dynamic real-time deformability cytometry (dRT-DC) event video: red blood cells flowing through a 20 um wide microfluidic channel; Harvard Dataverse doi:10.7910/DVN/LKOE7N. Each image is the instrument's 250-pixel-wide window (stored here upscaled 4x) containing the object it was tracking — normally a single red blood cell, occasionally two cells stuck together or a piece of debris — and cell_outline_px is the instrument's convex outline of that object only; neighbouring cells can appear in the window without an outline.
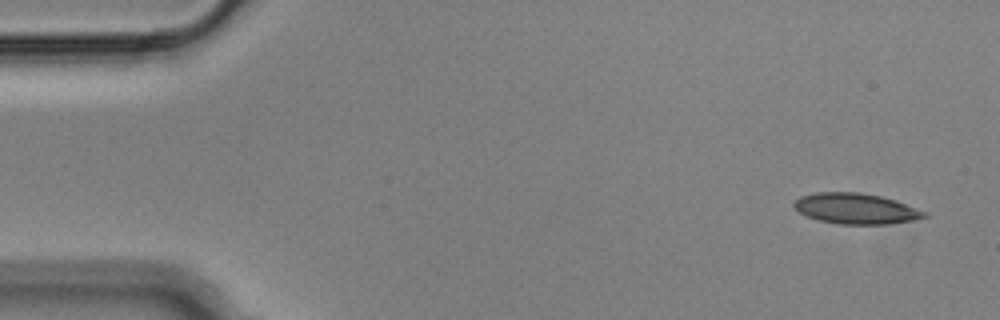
{"species": "Egyptian fruit bat (a non-hibernating species)", "species_latin": "Rousettus aegyptiacus", "temperature_condition": "cold", "stored_images_in_passage": 8, "camera_frame_rate_fps": 3000, "um_per_image_px": 0.085, "animal": {"sex": "male"}, "frame": {"image": 1, "passage_image": 1, "time_ms": 0.0, "image_size_px": [1000, 320], "cell_outline_px": [[928, 216], [912, 220], [888, 224], [840, 224], [820, 220], [808, 216], [800, 212], [792, 204], [800, 196], [816, 192], [860, 192], [880, 196], [896, 200], [928, 212]], "centroid_in_image_um": [72.77, 17.72], "position_along_channel_um": 12.2, "area_um2": 23.18}}
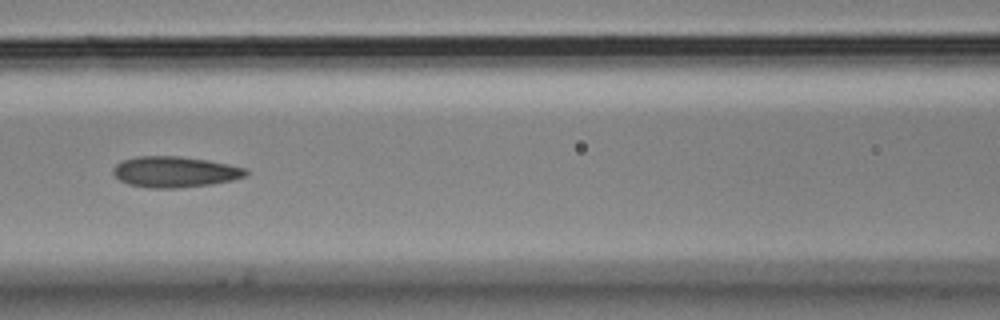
{"frame": {"image": 2, "passage_image": 7, "time_ms": 2.0, "image_size_px": [1000, 320], "cell_outline_px": [[248, 172], [244, 176], [232, 180], [212, 184], [180, 188], [148, 188], [128, 184], [120, 180], [112, 172], [112, 168], [116, 164], [124, 160], [136, 156], [180, 156], [208, 160], [228, 164], [244, 168]], "centroid_in_image_um": [14.83, 14.61], "position_along_channel_um": 151.8, "area_um2": 23.87}}
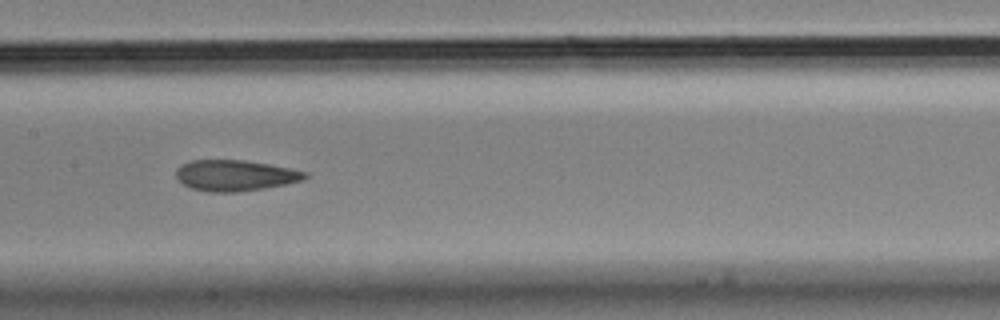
{"frame": {"image": 3, "passage_image": 8, "time_ms": 2.333, "image_size_px": [1000, 320], "cell_outline_px": [[308, 176], [304, 180], [264, 188], [236, 192], [208, 192], [192, 188], [184, 184], [176, 176], [176, 168], [192, 160], [244, 160], [268, 164], [308, 172]], "centroid_in_image_um": [20.0, 14.91], "position_along_channel_um": 187.4, "area_um2": 23.0}}